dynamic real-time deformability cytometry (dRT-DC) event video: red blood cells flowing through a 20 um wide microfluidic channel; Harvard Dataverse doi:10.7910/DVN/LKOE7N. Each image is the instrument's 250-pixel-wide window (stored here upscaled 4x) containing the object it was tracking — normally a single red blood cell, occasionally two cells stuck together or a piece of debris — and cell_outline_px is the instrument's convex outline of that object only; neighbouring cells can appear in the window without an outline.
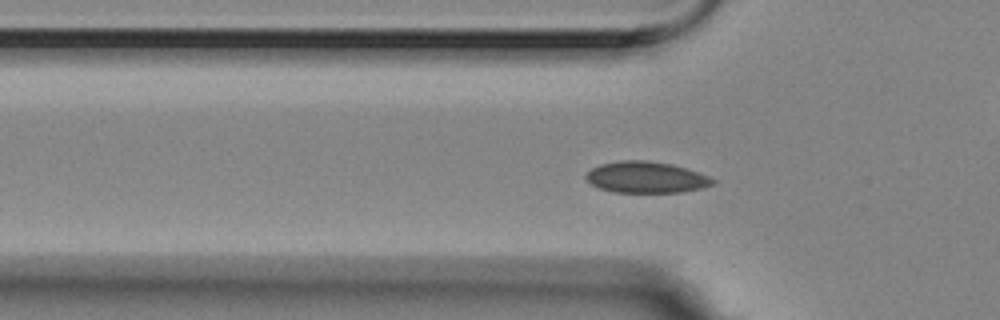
{"species": "Egyptian fruit bat (a non-hibernating species)", "species_latin": "Rousettus aegyptiacus", "temperature_condition": "room temperature", "stored_images_in_passage": 57, "camera_frame_rate_fps": 3000, "um_per_image_px": 0.085, "animal": {"sex": "female"}, "frame": {"image": 1, "passage_image": 17, "time_ms": 5.333, "image_size_px": [1000, 320], "cell_outline_px": [[716, 184], [700, 188], [680, 192], [612, 192], [600, 188], [592, 184], [584, 176], [592, 168], [600, 164], [620, 160], [648, 160], [672, 164], [708, 176], [716, 180]], "centroid_in_image_um": [54.91, 15.06], "position_along_channel_um": 70.9, "area_um2": 23.0}}
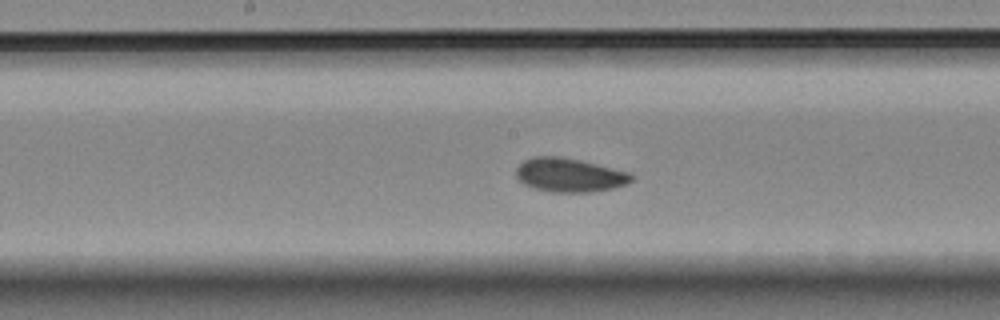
{"frame": {"image": 2, "passage_image": 28, "time_ms": 9.0, "image_size_px": [1000, 320], "cell_outline_px": [[632, 180], [628, 184], [612, 188], [592, 192], [548, 192], [524, 184], [516, 180], [516, 168], [524, 160], [532, 156], [556, 156], [580, 160], [632, 172]], "centroid_in_image_um": [48.4, 14.88], "position_along_channel_um": 199.8, "area_um2": 22.95}}
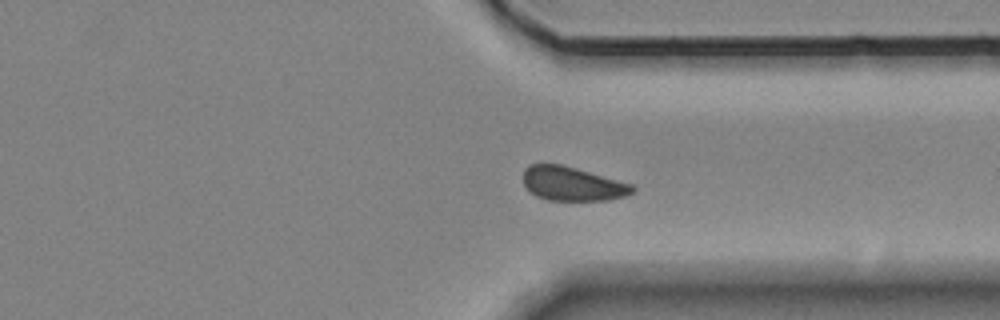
{"frame": {"image": 3, "passage_image": 42, "time_ms": 13.667, "image_size_px": [1000, 320], "cell_outline_px": [[636, 188], [632, 192], [624, 196], [608, 200], [548, 200], [536, 196], [524, 184], [524, 168], [532, 164], [564, 164], [632, 184]], "centroid_in_image_um": [48.66, 15.61], "position_along_channel_um": 362.7, "area_um2": 21.56}, "authors_computed_cell_mechanics": {"area_um2": 22.0796, "velocity_mm_per_s": 3.4951, "shape_relaxation_time_tau1_ms": 3.2882, "shape_relaxation_time_tau2_ms": null, "deformation_change_tau1": 0.0535, "deformation_change_tau2": null}}